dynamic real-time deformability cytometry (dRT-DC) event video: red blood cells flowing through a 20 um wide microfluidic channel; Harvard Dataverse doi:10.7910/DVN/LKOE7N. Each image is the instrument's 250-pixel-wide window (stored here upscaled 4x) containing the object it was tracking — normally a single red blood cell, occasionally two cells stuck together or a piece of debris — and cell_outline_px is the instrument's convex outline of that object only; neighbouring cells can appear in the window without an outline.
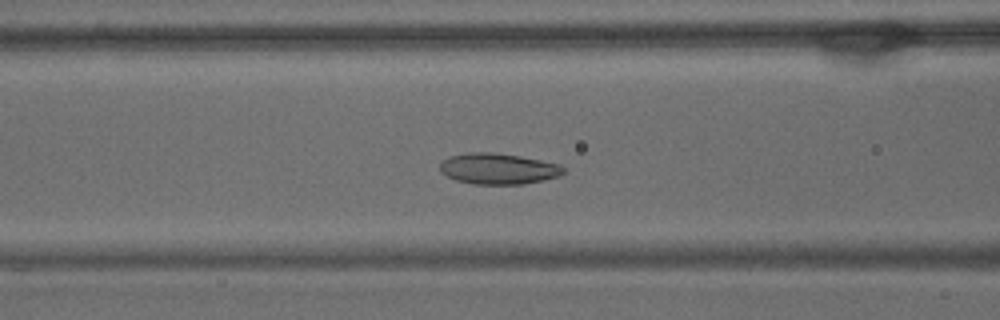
{"species": "common noctule bat (a hibernating species)", "species_latin": "Nyctalus noctula", "temperature_condition": "warm", "stored_images_in_passage": 56, "camera_frame_rate_fps": 3000, "um_per_image_px": 0.085, "animal": {"sex": "male", "body_mass_g": 15.6}, "frame": {"image": 1, "passage_image": 22, "time_ms": 7.0, "image_size_px": [1000, 320], "cell_outline_px": [[564, 172], [560, 176], [544, 180], [524, 184], [472, 184], [456, 180], [440, 172], [440, 164], [448, 156], [468, 152], [492, 152], [520, 156], [560, 164], [564, 168]], "centroid_in_image_um": [42.35, 14.34], "position_along_channel_um": 124.3, "area_um2": 22.37}}
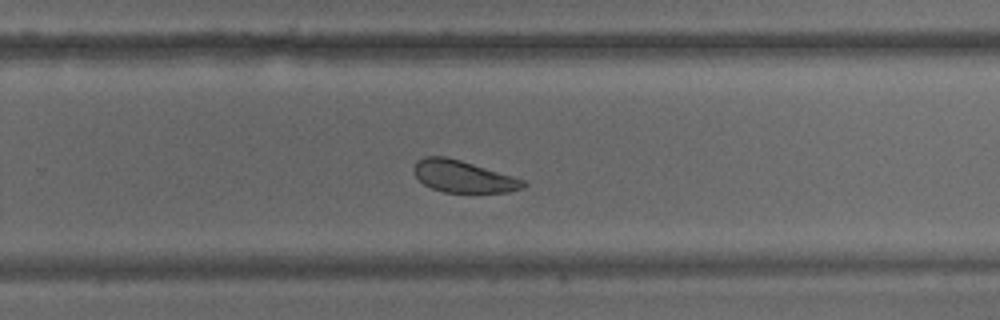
{"frame": {"image": 2, "passage_image": 36, "time_ms": 11.667, "image_size_px": [1000, 320], "cell_outline_px": [[528, 184], [524, 188], [508, 192], [444, 192], [432, 188], [424, 184], [412, 172], [412, 168], [424, 156], [448, 156], [512, 176], [524, 180]], "centroid_in_image_um": [39.37, 15.0], "position_along_channel_um": 290.4, "area_um2": 20.23}}
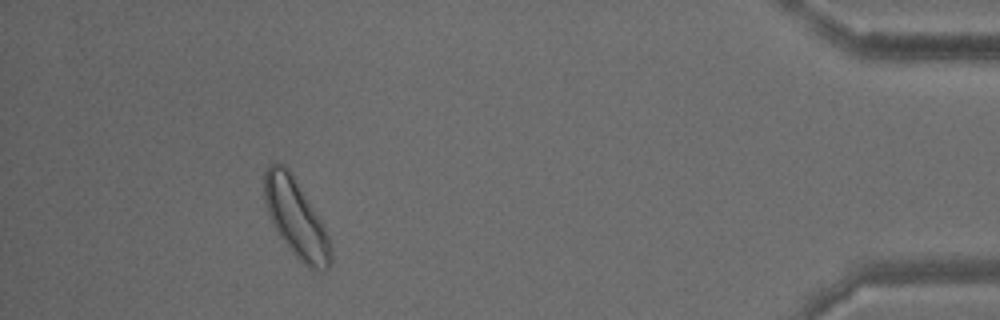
{"frame": {"image": 3, "passage_image": 51, "time_ms": 16.667, "image_size_px": [1000, 320], "cell_outline_px": [[332, 264], [324, 272], [320, 272], [308, 268], [288, 248], [276, 232], [272, 224], [264, 200], [264, 172], [268, 164], [276, 160], [284, 164], [288, 168], [320, 220], [328, 236], [332, 248]], "centroid_in_image_um": [25.14, 18.57], "position_along_channel_um": 410.1, "area_um2": 30.29}, "authors_computed_cell_mechanics": {"area_um2": 24.4783, "velocity_mm_per_s": 3.5689, "shape_relaxation_time_tau1_ms": 3.2173, "shape_relaxation_time_tau2_ms": 8.1065, "deformation_change_tau1": 0.088, "deformation_change_tau2": 0.147}}